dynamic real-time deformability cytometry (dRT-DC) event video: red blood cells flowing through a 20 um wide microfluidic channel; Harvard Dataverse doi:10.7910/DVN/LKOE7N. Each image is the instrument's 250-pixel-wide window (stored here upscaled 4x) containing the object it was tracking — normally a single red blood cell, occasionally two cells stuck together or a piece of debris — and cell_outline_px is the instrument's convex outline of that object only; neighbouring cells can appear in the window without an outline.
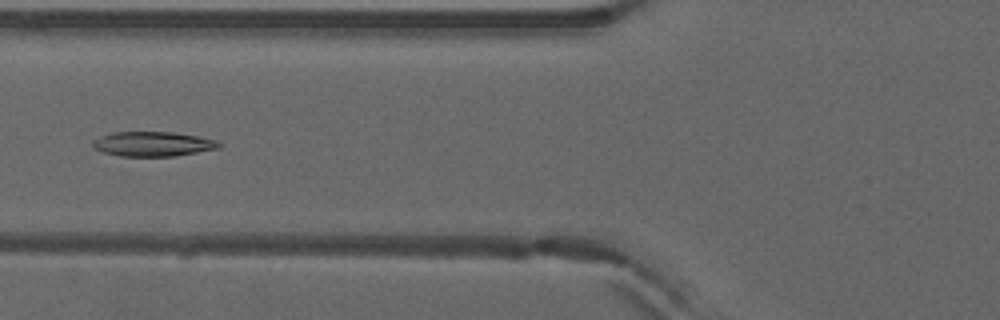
{"species": "common noctule bat (a hibernating species)", "species_latin": "Nyctalus noctula", "temperature_condition": "warm", "stored_images_in_passage": 7, "camera_frame_rate_fps": 3000, "um_per_image_px": 0.085, "animal": {"sex": "male", "forearm_length_mm": 52.5}, "frame": {"image": 1, "passage_image": 6, "time_ms": 1.667, "image_size_px": [1000, 320], "cell_outline_px": [[224, 144], [220, 148], [172, 156], [120, 156], [104, 152], [96, 148], [92, 144], [92, 140], [100, 136], [112, 132], [172, 132], [196, 136], [216, 140]], "centroid_in_image_um": [13.0, 12.23], "position_along_channel_um": 112.8, "area_um2": 18.03}}
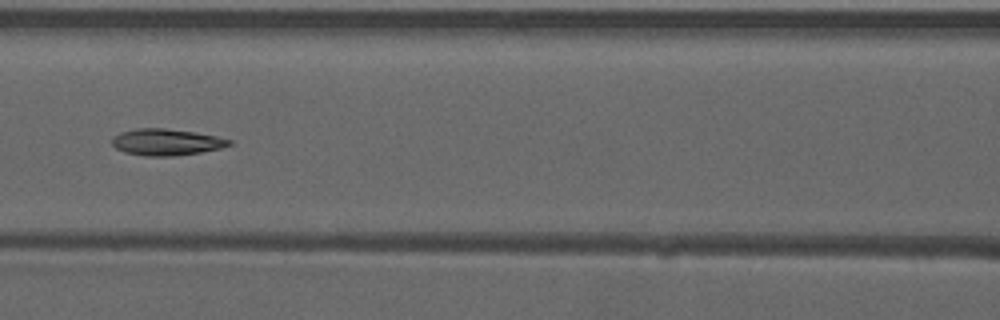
{"frame": {"image": 2, "passage_image": 7, "time_ms": 2.0, "image_size_px": [1000, 320], "cell_outline_px": [[232, 144], [220, 148], [200, 152], [172, 156], [144, 156], [124, 152], [116, 148], [112, 144], [112, 136], [120, 132], [136, 128], [164, 128], [196, 132], [216, 136], [232, 140]], "centroid_in_image_um": [14.11, 12.07], "position_along_channel_um": 152.5, "area_um2": 18.15}}